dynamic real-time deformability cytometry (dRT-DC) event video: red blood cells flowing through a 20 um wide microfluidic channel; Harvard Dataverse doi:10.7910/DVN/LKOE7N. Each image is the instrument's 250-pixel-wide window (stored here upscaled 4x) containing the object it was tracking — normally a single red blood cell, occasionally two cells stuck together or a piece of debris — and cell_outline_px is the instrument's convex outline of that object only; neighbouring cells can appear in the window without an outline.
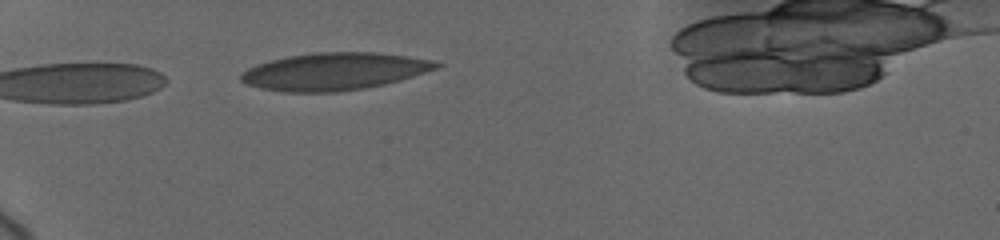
{"species": "human", "species_latin": "Homo sapiens", "temperature_condition": "cold", "stored_images_in_passage": 3, "camera_frame_rate_fps": 3000, "um_per_image_px": 0.085, "donor": {"sex": "female"}, "frame": {"image": 1, "passage_image": 3, "time_ms": 1.0, "image_size_px": [1000, 240], "cell_outline_px": [[444, 64], [440, 68], [400, 80], [384, 84], [364, 88], [336, 92], [280, 92], [260, 88], [248, 84], [240, 80], [240, 72], [256, 64], [268, 60], [288, 56], [316, 52], [372, 52], [408, 56], [436, 60]], "centroid_in_image_um": [28.43, 6.07], "position_along_channel_um": 56.6, "area_um2": 42.89}}